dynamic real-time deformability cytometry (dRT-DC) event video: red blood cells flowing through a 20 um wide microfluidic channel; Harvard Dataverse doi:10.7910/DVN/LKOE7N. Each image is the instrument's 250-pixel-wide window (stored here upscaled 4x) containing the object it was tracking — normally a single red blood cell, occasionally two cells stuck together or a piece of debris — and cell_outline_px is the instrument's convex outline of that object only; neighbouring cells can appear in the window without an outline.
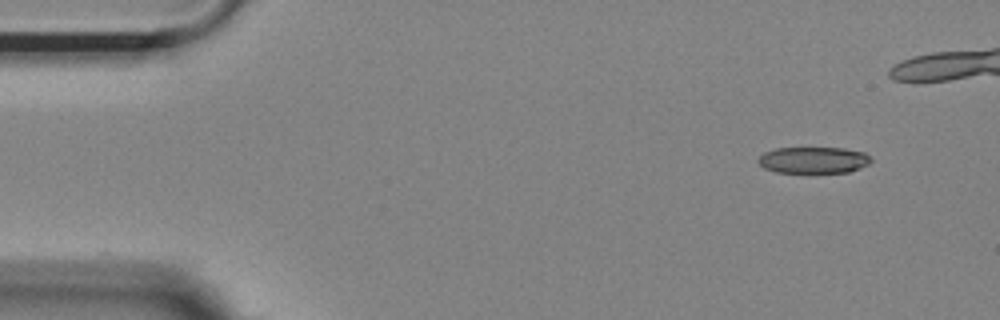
{"species": "Egyptian fruit bat (a non-hibernating species)", "species_latin": "Rousettus aegyptiacus", "temperature_condition": "room temperature", "stored_images_in_passage": 42, "camera_frame_rate_fps": 3000, "um_per_image_px": 0.085, "animal": {"sex": "female"}, "frame": {"image": 1, "passage_image": 1, "time_ms": 0.0, "image_size_px": [1000, 320], "cell_outline_px": [[872, 160], [868, 164], [860, 168], [848, 172], [776, 172], [764, 168], [756, 160], [764, 152], [776, 148], [844, 148], [864, 152]], "centroid_in_image_um": [69.13, 13.6], "position_along_channel_um": 15.9, "area_um2": 17.28}}
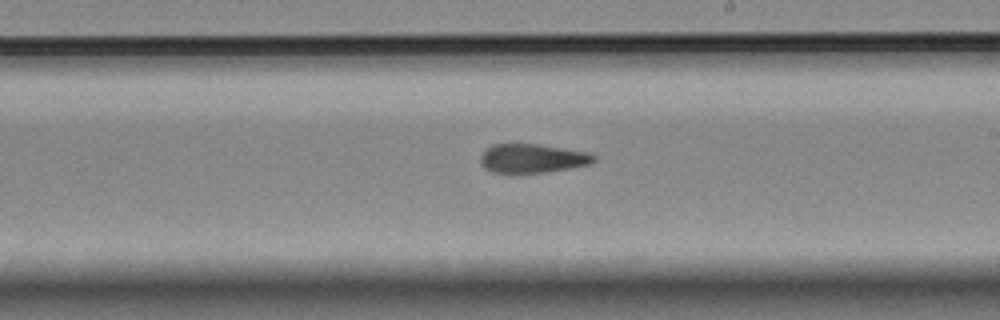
{"frame": {"image": 2, "passage_image": 27, "time_ms": 8.667, "image_size_px": [1000, 320], "cell_outline_px": [[596, 160], [592, 164], [544, 172], [492, 172], [484, 168], [480, 164], [480, 156], [492, 144], [540, 144], [592, 152], [596, 156]], "centroid_in_image_um": [45.3, 13.44], "position_along_channel_um": 243.7, "area_um2": 19.19}}
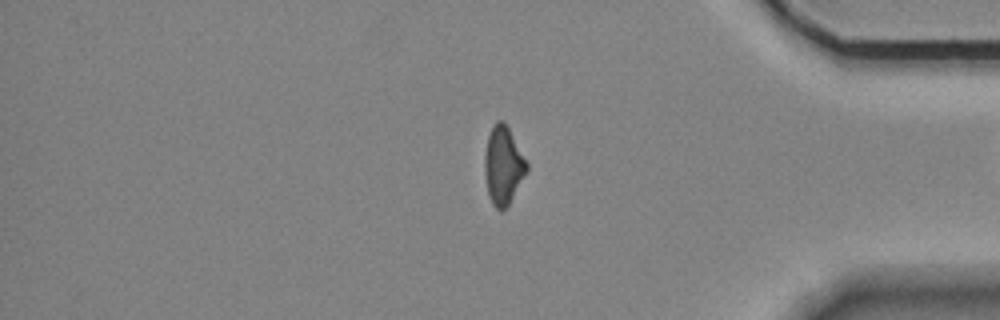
{"frame": {"image": 3, "passage_image": 41, "time_ms": 13.333, "image_size_px": [1000, 320], "cell_outline_px": [[528, 172], [508, 204], [500, 212], [492, 204], [488, 196], [484, 172], [484, 156], [488, 136], [492, 124], [496, 120], [504, 120], [528, 164]], "centroid_in_image_um": [42.76, 14.05], "position_along_channel_um": 392.4, "area_um2": 19.25}}